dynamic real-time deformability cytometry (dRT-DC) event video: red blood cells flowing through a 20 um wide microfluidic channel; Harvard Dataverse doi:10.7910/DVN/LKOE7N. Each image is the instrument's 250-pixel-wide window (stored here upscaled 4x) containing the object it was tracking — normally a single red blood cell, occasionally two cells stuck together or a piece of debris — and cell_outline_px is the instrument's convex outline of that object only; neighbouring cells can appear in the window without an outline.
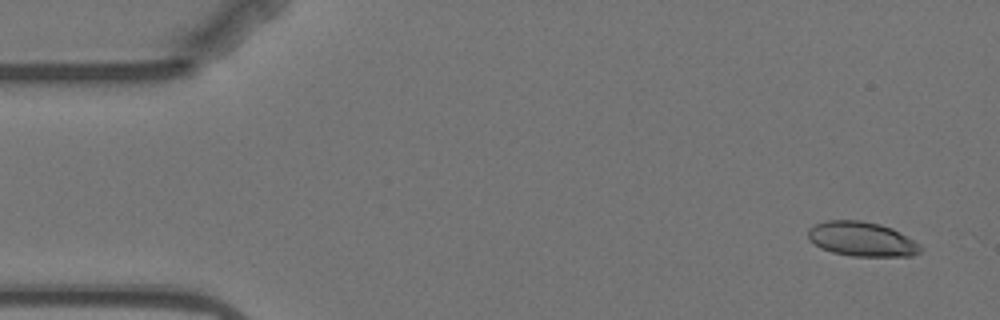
{"species": "Egyptian fruit bat (a non-hibernating species)", "species_latin": "Rousettus aegyptiacus", "temperature_condition": "warm", "stored_images_in_passage": 4, "camera_frame_rate_fps": 3000, "um_per_image_px": 0.085, "animal": {"sex": "female"}, "frame": {"image": 1, "passage_image": 1, "time_ms": 0.0, "image_size_px": [1000, 320], "cell_outline_px": [[924, 248], [920, 252], [912, 256], [852, 256], [832, 252], [820, 248], [808, 240], [808, 228], [824, 220], [864, 220], [880, 224], [892, 228], [920, 244]], "centroid_in_image_um": [73.24, 20.32], "position_along_channel_um": 11.8, "area_um2": 22.83}}